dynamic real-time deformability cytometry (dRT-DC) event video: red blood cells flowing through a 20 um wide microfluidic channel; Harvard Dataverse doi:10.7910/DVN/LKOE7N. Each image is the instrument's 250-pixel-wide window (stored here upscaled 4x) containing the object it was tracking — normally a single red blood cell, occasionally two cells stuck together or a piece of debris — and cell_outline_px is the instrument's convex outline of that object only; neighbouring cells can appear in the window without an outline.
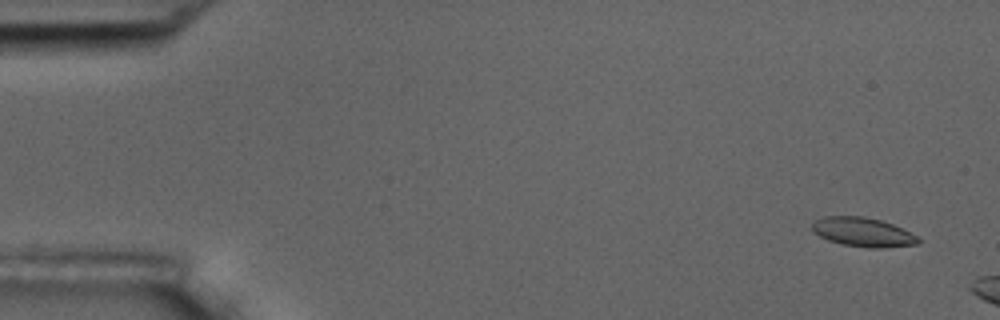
{"species": "common noctule bat (a hibernating species)", "species_latin": "Nyctalus noctula", "temperature_condition": "room temperature", "stored_images_in_passage": 12, "camera_frame_rate_fps": 3000, "um_per_image_px": 0.085, "animal": {"sex": "male", "body_mass_g": 17.5, "forearm_length_mm": 52.3}, "frame": {"image": 1, "passage_image": 3, "time_ms": 0.667, "image_size_px": [1000, 320], "cell_outline_px": [[920, 244], [884, 248], [868, 248], [844, 244], [828, 240], [812, 232], [812, 224], [816, 220], [824, 216], [864, 216], [880, 220], [892, 224], [916, 236], [920, 240]], "centroid_in_image_um": [73.33, 19.73], "position_along_channel_um": 11.7, "area_um2": 17.92}}